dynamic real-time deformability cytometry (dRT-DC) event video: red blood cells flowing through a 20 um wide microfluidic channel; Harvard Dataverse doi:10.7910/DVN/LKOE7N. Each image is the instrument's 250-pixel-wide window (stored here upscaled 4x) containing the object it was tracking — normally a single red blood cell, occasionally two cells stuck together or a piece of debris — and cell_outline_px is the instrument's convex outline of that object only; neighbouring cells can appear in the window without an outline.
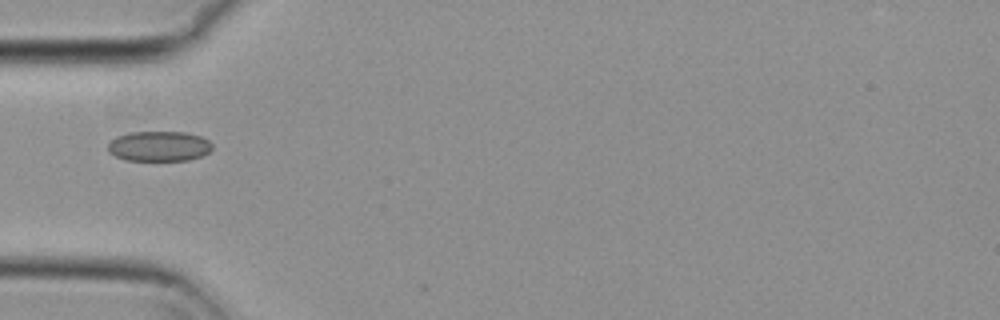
{"species": "common noctule bat (a hibernating species)", "species_latin": "Nyctalus noctula", "temperature_condition": "cold", "stored_images_in_passage": 39, "camera_frame_rate_fps": 3000, "um_per_image_px": 0.085, "animal": {"sex": "female", "body_mass_g": 29.2, "forearm_length_mm": 56.3}, "frame": {"image": 1, "passage_image": 1, "time_ms": 0.0, "image_size_px": [1000, 320], "cell_outline_px": [[212, 148], [208, 152], [200, 156], [188, 160], [124, 160], [108, 152], [108, 144], [116, 136], [132, 132], [184, 132], [200, 136], [208, 140], [212, 144]], "centroid_in_image_um": [13.5, 12.42], "position_along_channel_um": 71.5, "area_um2": 18.21}}
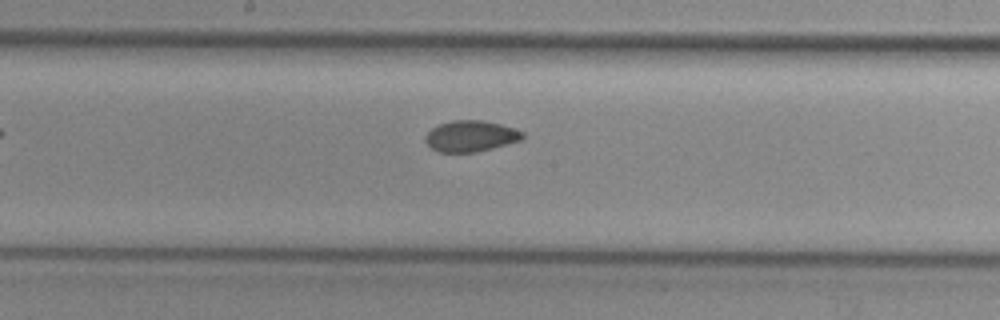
{"frame": {"image": 2, "passage_image": 12, "time_ms": 3.667, "image_size_px": [1000, 320], "cell_outline_px": [[524, 140], [476, 152], [440, 152], [432, 148], [424, 140], [424, 136], [432, 128], [440, 124], [452, 120], [484, 120], [516, 128], [524, 132]], "centroid_in_image_um": [40.05, 11.56], "position_along_channel_um": 208.1, "area_um2": 17.74}}
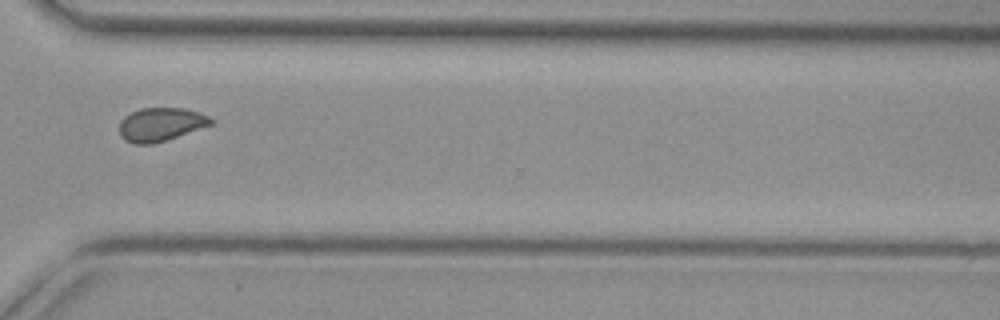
{"frame": {"image": 3, "passage_image": 24, "time_ms": 7.667, "image_size_px": [1000, 320], "cell_outline_px": [[216, 120], [212, 124], [152, 144], [136, 144], [124, 140], [120, 136], [120, 120], [124, 116], [140, 108], [184, 108], [208, 116]], "centroid_in_image_um": [13.63, 10.56], "position_along_channel_um": 357.0, "area_um2": 17.63}}